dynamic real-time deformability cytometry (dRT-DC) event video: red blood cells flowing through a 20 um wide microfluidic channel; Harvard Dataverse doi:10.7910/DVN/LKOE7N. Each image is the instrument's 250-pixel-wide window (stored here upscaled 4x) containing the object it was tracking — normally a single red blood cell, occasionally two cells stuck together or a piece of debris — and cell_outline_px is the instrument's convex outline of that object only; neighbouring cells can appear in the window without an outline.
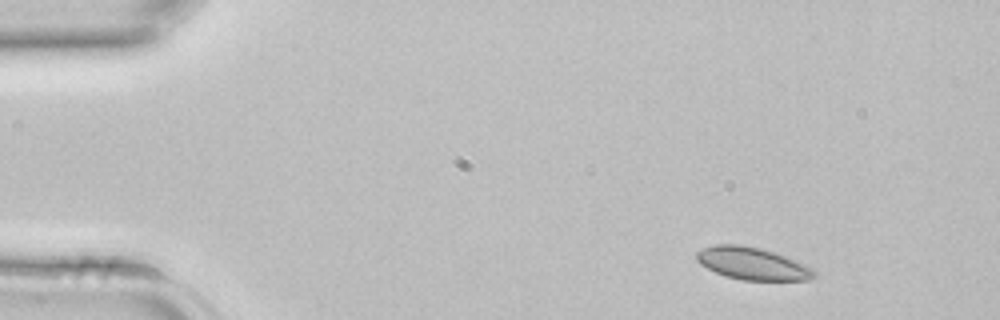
{"species": "common noctule bat (a hibernating species)", "species_latin": "Nyctalus noctula", "temperature_condition": "room temperature", "stored_images_in_passage": 2, "camera_frame_rate_fps": 3000, "um_per_image_px": 0.085, "animal": {"sex": "female", "body_mass_g": 22.7, "forearm_length_mm": 54.2}, "frame": {"image": 1, "passage_image": 1, "time_ms": 0.0, "image_size_px": [1000, 320], "cell_outline_px": [[816, 276], [808, 280], [740, 280], [724, 276], [700, 264], [696, 260], [696, 252], [704, 248], [716, 244], [740, 244], [760, 248], [784, 256], [804, 264], [812, 268], [816, 272]], "centroid_in_image_um": [63.93, 22.41], "position_along_channel_um": 21.1, "area_um2": 22.08}}